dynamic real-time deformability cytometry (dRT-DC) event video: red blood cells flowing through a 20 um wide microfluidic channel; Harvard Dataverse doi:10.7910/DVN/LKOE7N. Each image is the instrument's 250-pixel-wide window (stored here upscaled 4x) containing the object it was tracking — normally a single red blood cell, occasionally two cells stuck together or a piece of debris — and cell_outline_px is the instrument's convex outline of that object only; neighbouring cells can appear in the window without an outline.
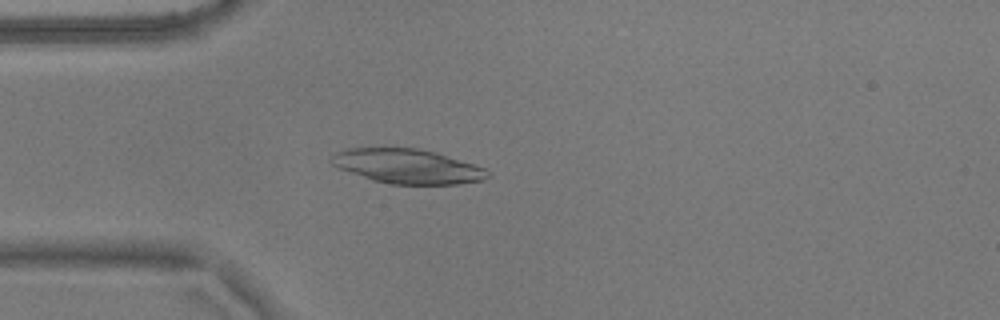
{"species": "common noctule bat (a hibernating species)", "species_latin": "Nyctalus noctula", "temperature_condition": "warm", "stored_images_in_passage": 50, "camera_frame_rate_fps": 3000, "um_per_image_px": 0.085, "animal": {"sex": "male", "body_mass_g": 17.9}, "frame": {"image": 1, "passage_image": 10, "time_ms": 3.0, "image_size_px": [1000, 320], "cell_outline_px": [[492, 176], [484, 180], [460, 184], [392, 184], [372, 180], [340, 168], [332, 164], [328, 160], [336, 152], [348, 148], [420, 148], [436, 152], [484, 168]], "centroid_in_image_um": [34.64, 14.14], "position_along_channel_um": 50.4, "area_um2": 31.27}}
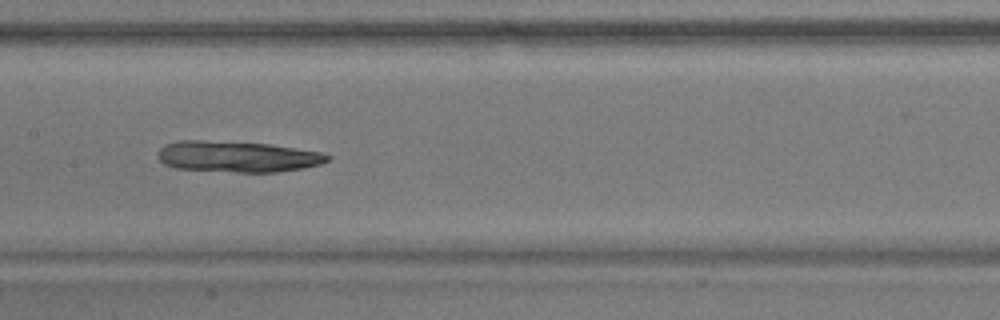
{"frame": {"image": 2, "passage_image": 22, "time_ms": 7.0, "image_size_px": [1000, 320], "cell_outline_px": [[332, 156], [328, 160], [320, 164], [304, 168], [276, 172], [236, 172], [176, 168], [164, 164], [156, 156], [160, 148], [164, 144], [176, 140], [204, 140], [268, 144], [320, 152]], "centroid_in_image_um": [20.13, 13.31], "position_along_channel_um": 187.3, "area_um2": 30.69}}
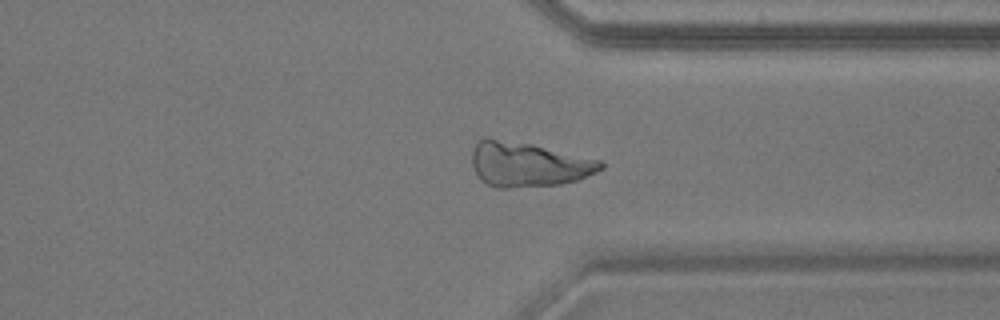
{"frame": {"image": 3, "passage_image": 37, "time_ms": 12.0, "image_size_px": [1000, 320], "cell_outline_px": [[604, 168], [596, 172], [576, 180], [560, 184], [508, 188], [496, 188], [488, 184], [476, 172], [472, 164], [472, 148], [484, 136], [532, 144], [600, 160], [604, 164]], "centroid_in_image_um": [44.88, 13.96], "position_along_channel_um": 366.5, "area_um2": 33.29}}